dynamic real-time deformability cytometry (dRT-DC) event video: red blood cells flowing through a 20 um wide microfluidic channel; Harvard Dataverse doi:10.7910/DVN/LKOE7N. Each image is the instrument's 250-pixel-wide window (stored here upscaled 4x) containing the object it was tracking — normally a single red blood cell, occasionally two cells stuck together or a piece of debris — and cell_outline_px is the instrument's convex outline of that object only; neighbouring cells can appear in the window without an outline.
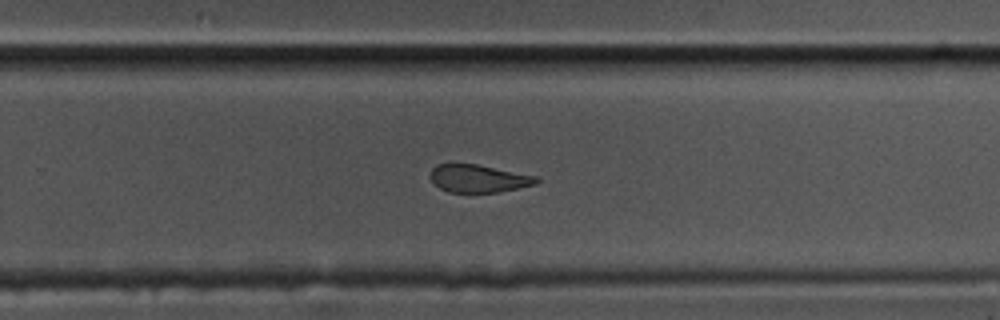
{"species": "common noctule bat (a hibernating species)", "species_latin": "Nyctalus noctula", "temperature_condition": "cold", "stored_images_in_passage": 49, "camera_frame_rate_fps": 3000, "um_per_image_px": 0.085, "animal": {"sex": "male", "body_mass_g": 17.5, "forearm_length_mm": 52.3}, "frame": {"image": 1, "passage_image": 28, "time_ms": 9.0, "image_size_px": [1000, 320], "cell_outline_px": [[540, 180], [536, 184], [496, 192], [448, 192], [440, 188], [428, 176], [432, 168], [436, 164], [476, 164], [536, 176]], "centroid_in_image_um": [40.63, 15.17], "position_along_channel_um": 289.2, "area_um2": 16.94}, "authors_computed_cell_mechanics": {"area_um2": 19.363, "velocity_mm_per_s": 3.5315, "shape_relaxation_time_tau1_ms": null, "shape_relaxation_time_tau2_ms": 2.5859, "deformation_change_tau1": null, "deformation_change_tau2": 0.092}}